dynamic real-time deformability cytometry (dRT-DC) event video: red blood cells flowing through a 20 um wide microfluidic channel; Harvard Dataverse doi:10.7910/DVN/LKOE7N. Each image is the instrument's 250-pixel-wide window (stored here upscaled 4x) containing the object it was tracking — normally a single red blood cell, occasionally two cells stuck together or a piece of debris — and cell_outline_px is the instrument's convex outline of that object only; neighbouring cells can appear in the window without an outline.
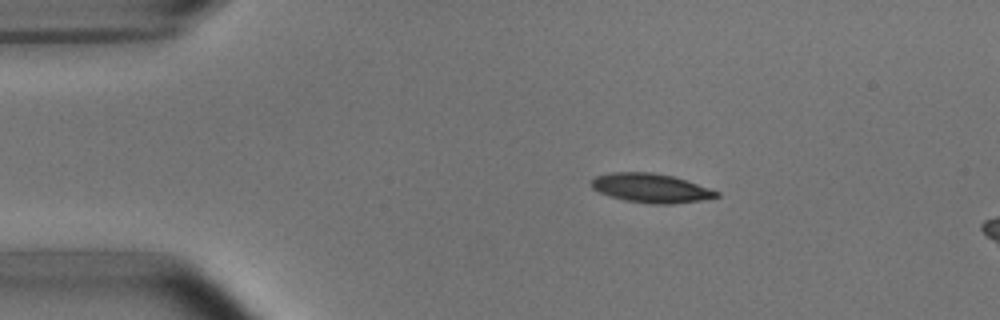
{"species": "common noctule bat (a hibernating species)", "species_latin": "Nyctalus noctula", "temperature_condition": "room temperature", "stored_images_in_passage": 4, "camera_frame_rate_fps": 3000, "um_per_image_px": 0.085, "animal": {"sex": "male", "body_mass_g": 15.6}, "frame": {"image": 1, "passage_image": 2, "time_ms": 1.0, "image_size_px": [1000, 320], "cell_outline_px": [[720, 196], [700, 200], [672, 204], [652, 204], [624, 200], [600, 192], [592, 188], [592, 180], [596, 176], [612, 172], [652, 172], [672, 176], [720, 192]], "centroid_in_image_um": [55.32, 15.99], "position_along_channel_um": 29.7, "area_um2": 20.87}}